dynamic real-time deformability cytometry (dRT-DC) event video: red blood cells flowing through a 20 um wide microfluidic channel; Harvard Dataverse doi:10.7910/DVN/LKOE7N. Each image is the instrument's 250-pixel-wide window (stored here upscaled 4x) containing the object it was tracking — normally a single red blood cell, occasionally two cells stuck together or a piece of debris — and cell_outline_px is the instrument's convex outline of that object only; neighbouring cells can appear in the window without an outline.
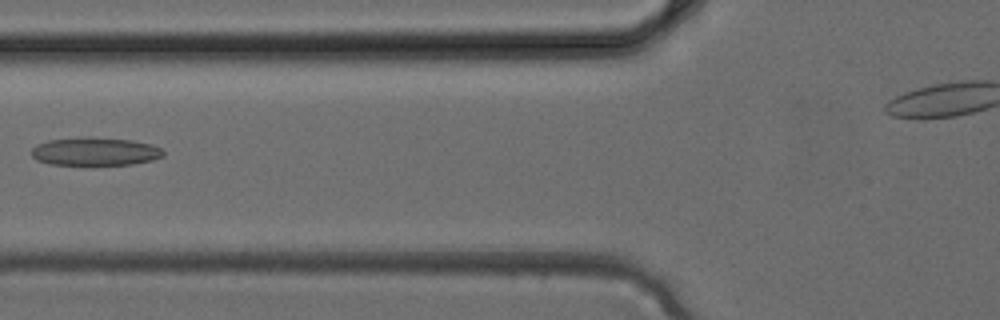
{"species": "common noctule bat (a hibernating species)", "species_latin": "Nyctalus noctula", "temperature_condition": "cold", "stored_images_in_passage": 5, "segment_of_instrument_passage": [1, 2], "camera_frame_rate_fps": 3000, "um_per_image_px": 0.085, "animal": {"sex": "female", "body_mass_g": 24.6, "forearm_length_mm": 56.2}, "frame": {"image": 1, "passage_image": 4, "time_ms": 1.0, "image_size_px": [1000, 320], "cell_outline_px": [[164, 156], [152, 160], [132, 164], [48, 164], [36, 160], [32, 156], [32, 148], [36, 144], [48, 140], [128, 140], [152, 144], [160, 148], [164, 152]], "centroid_in_image_um": [8.09, 12.92], "position_along_channel_um": 117.7, "area_um2": 20.4}}